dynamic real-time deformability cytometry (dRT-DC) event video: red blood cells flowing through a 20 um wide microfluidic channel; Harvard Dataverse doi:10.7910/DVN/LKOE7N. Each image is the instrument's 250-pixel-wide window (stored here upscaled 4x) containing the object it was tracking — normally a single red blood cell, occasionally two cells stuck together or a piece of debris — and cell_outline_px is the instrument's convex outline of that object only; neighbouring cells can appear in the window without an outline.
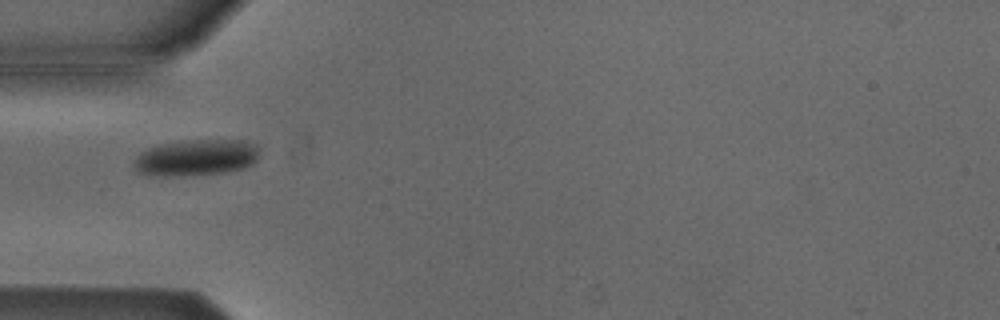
{"species": "Egyptian fruit bat (a non-hibernating species)", "species_latin": "Rousettus aegyptiacus", "temperature_condition": "cold", "stored_images_in_passage": 35, "camera_frame_rate_fps": 3000, "um_per_image_px": 0.085, "animal": {"sex": "male"}, "frame": {"image": 1, "passage_image": 3, "time_ms": 0.667, "image_size_px": [1000, 320], "cell_outline_px": [[260, 148], [256, 160], [252, 164], [240, 168], [224, 172], [180, 176], [148, 176], [136, 172], [132, 164], [132, 160], [140, 152], [148, 148], [180, 140], [244, 140], [256, 144]], "centroid_in_image_um": [16.61, 13.4], "position_along_channel_um": 68.4, "area_um2": 26.88}}
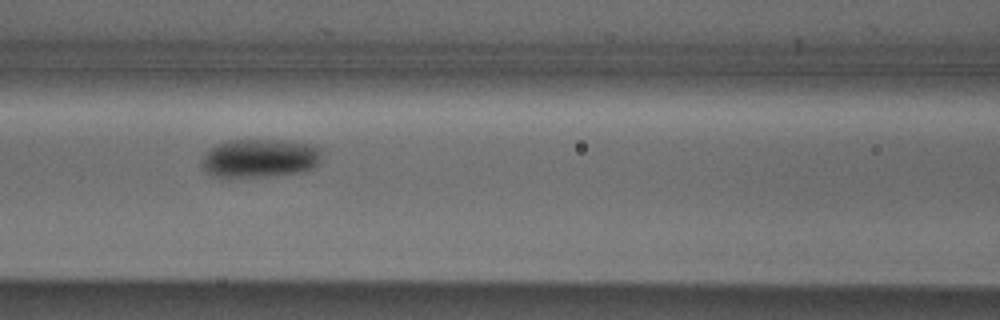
{"frame": {"image": 2, "passage_image": 9, "time_ms": 2.667, "image_size_px": [1000, 320], "cell_outline_px": [[320, 160], [312, 168], [300, 172], [268, 176], [212, 176], [204, 168], [200, 160], [216, 144], [228, 140], [284, 140], [308, 144], [320, 148]], "centroid_in_image_um": [22.08, 13.43], "position_along_channel_um": 144.5, "area_um2": 26.53}}
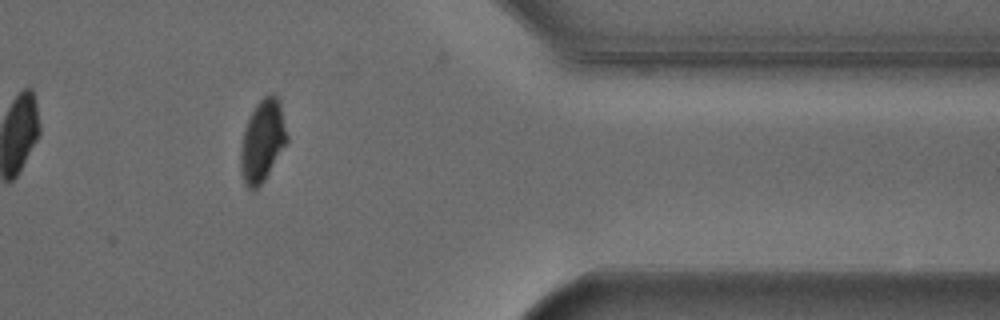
{"frame": {"image": 3, "passage_image": 30, "time_ms": 9.667, "image_size_px": [1000, 320], "cell_outline_px": [[288, 140], [264, 180], [256, 188], [248, 188], [240, 172], [240, 148], [244, 132], [248, 120], [256, 104], [268, 92], [272, 92], [280, 100], [288, 136]], "centroid_in_image_um": [22.32, 11.92], "position_along_channel_um": 389.1, "area_um2": 21.96}, "authors_computed_cell_mechanics": {"area_um2": 25.6054, "velocity_mm_per_s": 3.8117, "shape_relaxation_time_tau1_ms": 3.6628, "shape_relaxation_time_tau2_ms": null, "deformation_change_tau1": 0.0877, "deformation_change_tau2": null}}